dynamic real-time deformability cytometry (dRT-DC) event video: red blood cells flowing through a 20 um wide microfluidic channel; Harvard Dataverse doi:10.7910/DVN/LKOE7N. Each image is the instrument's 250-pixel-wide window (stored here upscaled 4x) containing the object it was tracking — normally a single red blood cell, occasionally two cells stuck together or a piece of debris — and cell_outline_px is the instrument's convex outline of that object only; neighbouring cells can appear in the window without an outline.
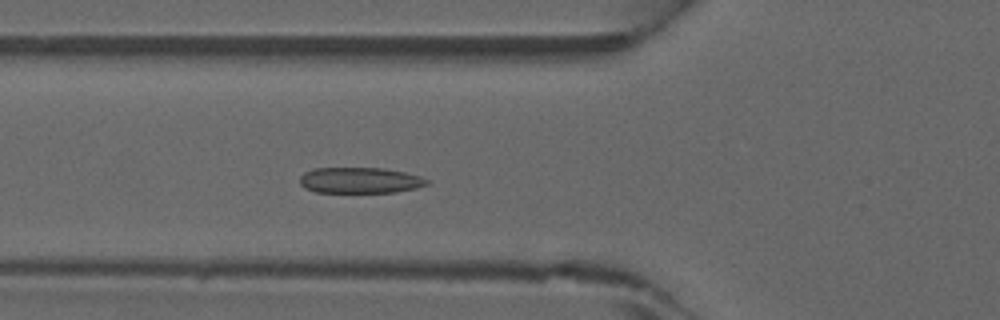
{"species": "common noctule bat (a hibernating species)", "species_latin": "Nyctalus noctula", "temperature_condition": "warm", "stored_images_in_passage": 42, "camera_frame_rate_fps": 3000, "um_per_image_px": 0.085, "animal": {"sex": "male", "forearm_length_mm": 52.5}, "frame": {"image": 1, "passage_image": 13, "time_ms": 4.0, "image_size_px": [1000, 320], "cell_outline_px": [[428, 184], [416, 188], [396, 192], [316, 192], [304, 188], [300, 184], [300, 176], [304, 172], [312, 168], [384, 168], [404, 172], [420, 176], [428, 180]], "centroid_in_image_um": [30.57, 15.32], "position_along_channel_um": 95.2, "area_um2": 19.19}}
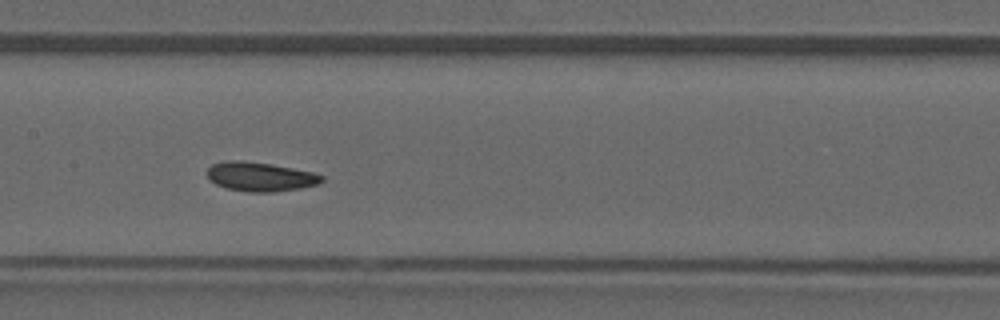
{"frame": {"image": 2, "passage_image": 19, "time_ms": 6.0, "image_size_px": [1000, 320], "cell_outline_px": [[324, 180], [316, 184], [300, 188], [272, 192], [248, 192], [224, 188], [208, 180], [204, 172], [212, 164], [224, 160], [240, 160], [268, 164], [292, 168], [312, 172], [324, 176]], "centroid_in_image_um": [22.03, 15.02], "position_along_channel_um": 185.4, "area_um2": 19.59}}
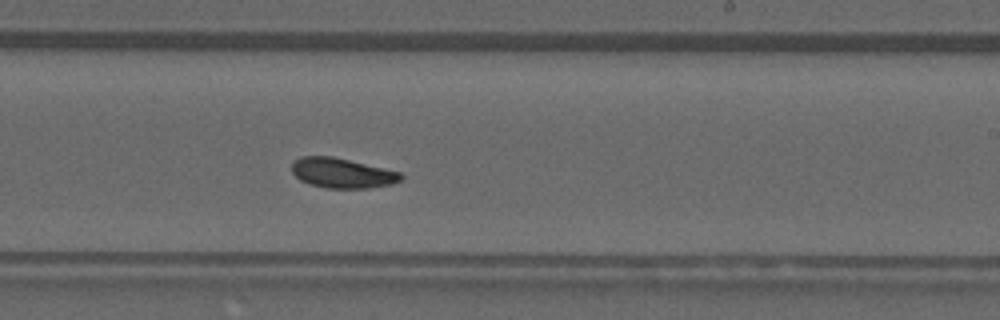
{"frame": {"image": 3, "passage_image": 24, "time_ms": 7.667, "image_size_px": [1000, 320], "cell_outline_px": [[404, 176], [400, 180], [392, 184], [368, 188], [324, 188], [308, 184], [300, 180], [292, 172], [292, 164], [300, 156], [332, 156], [384, 168], [400, 172]], "centroid_in_image_um": [29.07, 14.71], "position_along_channel_um": 259.9, "area_um2": 19.02}}